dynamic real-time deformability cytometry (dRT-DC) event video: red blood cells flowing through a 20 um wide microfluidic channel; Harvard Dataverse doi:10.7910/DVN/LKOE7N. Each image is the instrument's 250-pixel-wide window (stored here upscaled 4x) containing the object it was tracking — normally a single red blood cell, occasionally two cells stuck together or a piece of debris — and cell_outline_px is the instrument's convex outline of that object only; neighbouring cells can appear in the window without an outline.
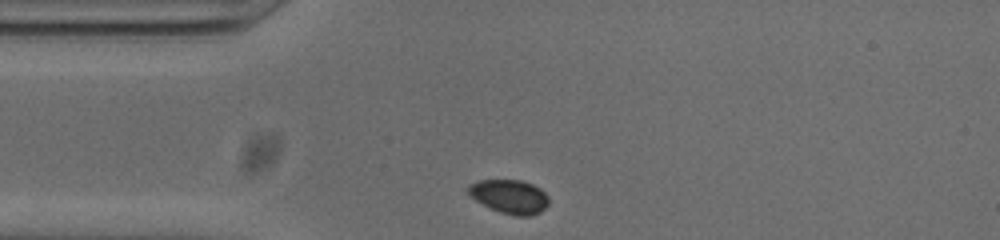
{"species": "common noctule bat (a hibernating species)", "species_latin": "Nyctalus noctula", "temperature_condition": "cold", "stored_images_in_passage": 31, "camera_frame_rate_fps": 3000, "um_per_image_px": 0.085, "animal": {"sex": "male", "body_mass_g": 20.0, "forearm_length_mm": 53.3}, "frame": {"image": 1, "passage_image": 1, "time_ms": 0.0, "image_size_px": [1000, 240], "cell_outline_px": [[548, 204], [540, 212], [532, 216], [516, 216], [500, 212], [476, 200], [468, 192], [468, 184], [480, 180], [520, 180], [532, 184], [540, 188], [548, 196]], "centroid_in_image_um": [43.33, 16.7], "position_along_channel_um": 41.7, "area_um2": 15.72}}
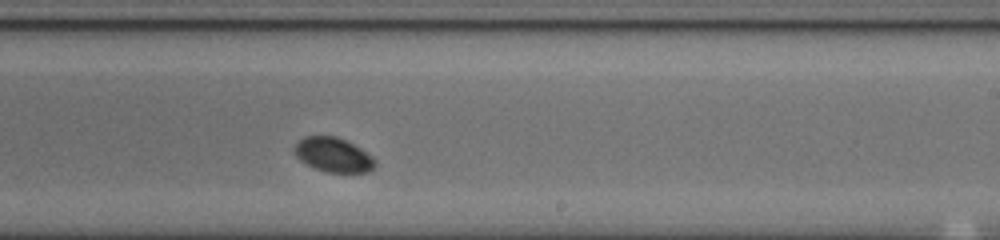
{"frame": {"image": 2, "passage_image": 20, "time_ms": 6.333, "image_size_px": [1000, 240], "cell_outline_px": [[376, 164], [368, 172], [324, 172], [312, 168], [300, 160], [296, 156], [292, 148], [304, 136], [336, 136], [360, 148], [372, 156], [376, 160]], "centroid_in_image_um": [28.3, 13.17], "position_along_channel_um": 260.7, "area_um2": 16.18}}
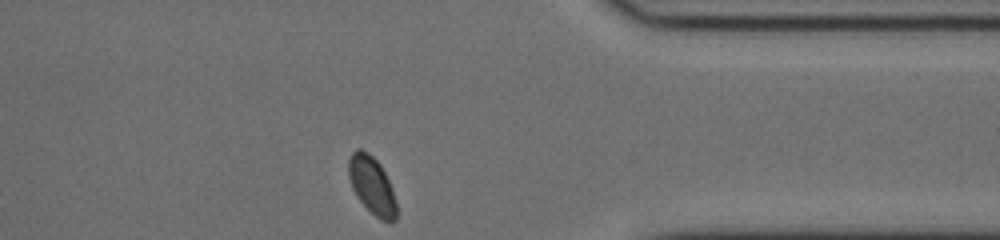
{"frame": {"image": 3, "passage_image": 31, "time_ms": 10.0, "image_size_px": [1000, 240], "cell_outline_px": [[396, 220], [388, 224], [380, 220], [356, 196], [352, 188], [348, 176], [348, 160], [352, 152], [356, 148], [360, 148], [368, 152], [380, 164], [392, 188], [396, 204]], "centroid_in_image_um": [31.6, 15.75], "position_along_channel_um": 379.8, "area_um2": 16.13}, "authors_computed_cell_mechanics": {"area_um2": 16.5308, "velocity_mm_per_s": 3.6995, "shape_relaxation_time_tau1_ms": 2.3422, "shape_relaxation_time_tau2_ms": null, "deformation_change_tau1": 0.0836, "deformation_change_tau2": null}}